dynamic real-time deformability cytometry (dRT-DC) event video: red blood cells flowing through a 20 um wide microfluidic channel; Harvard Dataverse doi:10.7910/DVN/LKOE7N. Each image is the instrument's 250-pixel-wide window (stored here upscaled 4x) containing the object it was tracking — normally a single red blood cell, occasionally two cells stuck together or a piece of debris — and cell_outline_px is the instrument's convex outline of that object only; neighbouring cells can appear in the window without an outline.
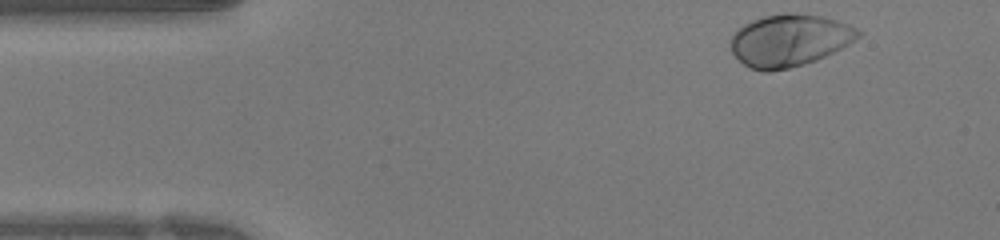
{"species": "human", "species_latin": "Homo sapiens", "temperature_condition": "warm", "stored_images_in_passage": 38, "camera_frame_rate_fps": 3000, "um_per_image_px": 0.085, "donor": {"sex": "female"}, "frame": {"image": 1, "passage_image": 1, "time_ms": 0.0, "image_size_px": [1000, 240], "cell_outline_px": [[864, 32], [856, 40], [816, 60], [804, 64], [788, 68], [768, 72], [764, 72], [752, 68], [744, 64], [732, 52], [728, 40], [744, 24], [752, 20], [764, 16], [788, 12], [820, 16], [836, 20], [848, 24]], "centroid_in_image_um": [67.1, 3.42], "position_along_channel_um": 17.9, "area_um2": 38.55}}
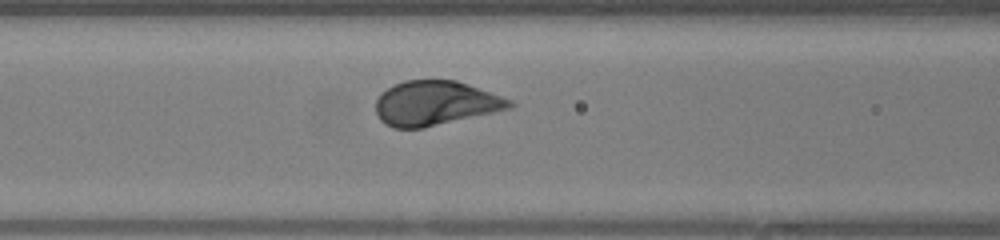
{"frame": {"image": 2, "passage_image": 13, "time_ms": 4.0, "image_size_px": [1000, 240], "cell_outline_px": [[516, 104], [512, 108], [424, 128], [392, 128], [384, 124], [380, 120], [376, 112], [376, 100], [388, 88], [404, 80], [456, 80], [512, 100]], "centroid_in_image_um": [37.01, 8.78], "position_along_channel_um": 129.6, "area_um2": 34.56}}
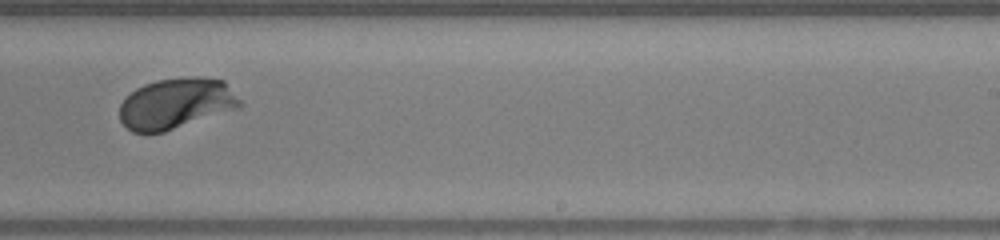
{"frame": {"image": 3, "passage_image": 22, "time_ms": 7.0, "image_size_px": [1000, 240], "cell_outline_px": [[244, 104], [240, 108], [164, 132], [132, 132], [120, 120], [120, 104], [136, 88], [144, 84], [156, 80], [192, 76], [196, 76], [224, 80]], "centroid_in_image_um": [15.01, 8.79], "position_along_channel_um": 274.0, "area_um2": 35.66}}